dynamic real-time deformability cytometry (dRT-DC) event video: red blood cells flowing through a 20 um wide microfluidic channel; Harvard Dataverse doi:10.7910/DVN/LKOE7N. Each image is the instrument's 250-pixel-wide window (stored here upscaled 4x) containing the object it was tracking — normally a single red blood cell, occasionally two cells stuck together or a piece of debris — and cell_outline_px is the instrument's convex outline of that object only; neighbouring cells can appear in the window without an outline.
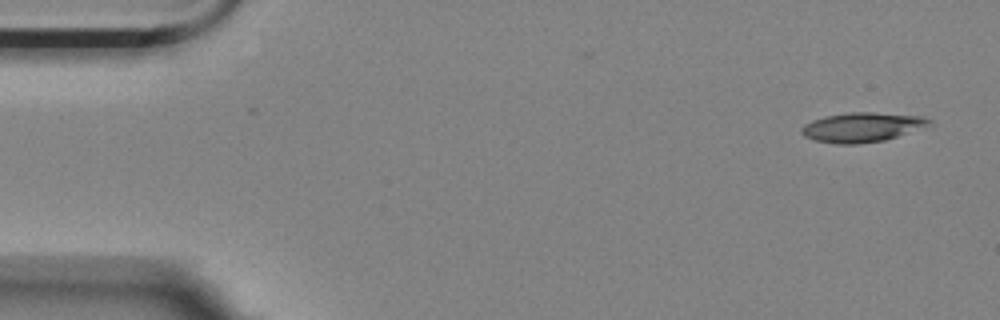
{"species": "Egyptian fruit bat (a non-hibernating species)", "species_latin": "Rousettus aegyptiacus", "temperature_condition": "room temperature", "stored_images_in_passage": 4, "camera_frame_rate_fps": 3000, "um_per_image_px": 0.085, "animal": {"sex": "female"}, "frame": {"image": 1, "passage_image": 1, "time_ms": 0.0, "image_size_px": [1000, 320], "cell_outline_px": [[932, 124], [884, 140], [860, 144], [836, 144], [816, 140], [804, 136], [800, 132], [800, 128], [804, 124], [812, 120], [824, 116], [848, 112], [872, 112], [924, 116], [932, 120]], "centroid_in_image_um": [73.24, 10.8], "position_along_channel_um": 11.8, "area_um2": 21.96}}